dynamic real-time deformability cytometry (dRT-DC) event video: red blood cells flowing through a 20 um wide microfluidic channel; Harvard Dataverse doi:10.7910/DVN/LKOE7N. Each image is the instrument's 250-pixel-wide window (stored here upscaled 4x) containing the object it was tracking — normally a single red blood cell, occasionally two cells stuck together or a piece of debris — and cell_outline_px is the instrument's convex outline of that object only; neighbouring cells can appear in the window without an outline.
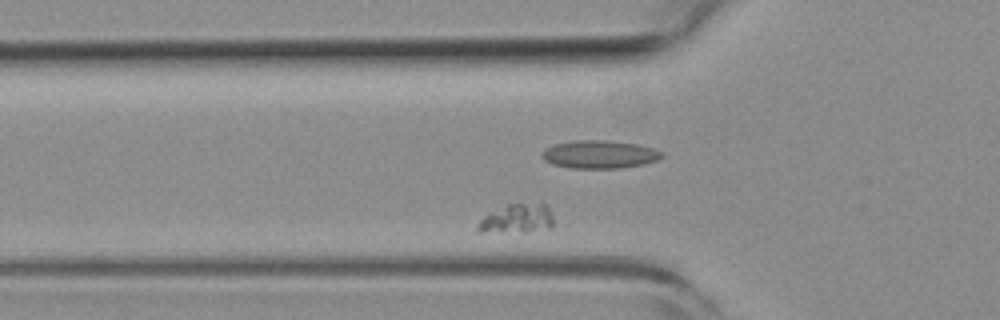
{"species": "common noctule bat (a hibernating species)", "species_latin": "Nyctalus noctula", "temperature_condition": "room temperature", "stored_images_in_passage": 53, "camera_frame_rate_fps": 3000, "um_per_image_px": 0.085, "animal": {"sex": "female", "body_mass_g": 19.3, "forearm_length_mm": 54.1}, "frame": {"image": 1, "passage_image": 18, "time_ms": 5.667, "image_size_px": [1000, 320], "cell_outline_px": [[552, 228], [524, 232], [476, 232], [476, 224], [484, 216], [508, 204], [548, 204], [552, 216]], "centroid_in_image_um": [43.93, 18.61], "position_along_channel_um": 81.9, "area_um2": 12.83}}
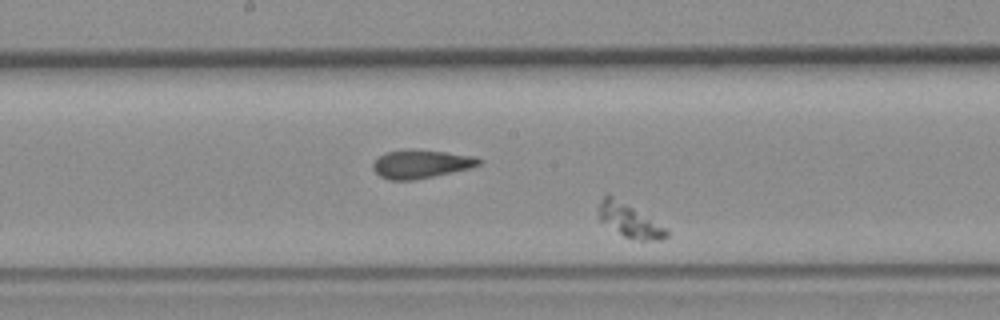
{"frame": {"image": 2, "passage_image": 29, "time_ms": 9.333, "image_size_px": [1000, 320], "cell_outline_px": [[668, 236], [664, 240], [640, 240], [624, 236], [600, 220], [600, 204], [604, 196], [608, 192], [668, 228]], "centroid_in_image_um": [53.57, 18.73], "position_along_channel_um": 194.6, "area_um2": 13.12}}
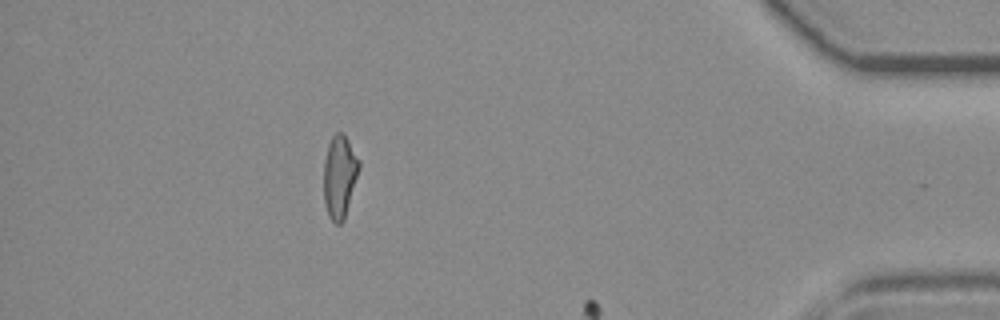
{"frame": {"image": 3, "passage_image": 49, "time_ms": 16.0, "image_size_px": [1000, 320], "cell_outline_px": [[360, 164], [344, 220], [340, 224], [336, 224], [328, 216], [324, 200], [324, 160], [328, 144], [332, 136], [336, 132], [344, 132], [360, 160]], "centroid_in_image_um": [28.85, 14.96], "position_along_channel_um": 406.3, "area_um2": 16.99}}